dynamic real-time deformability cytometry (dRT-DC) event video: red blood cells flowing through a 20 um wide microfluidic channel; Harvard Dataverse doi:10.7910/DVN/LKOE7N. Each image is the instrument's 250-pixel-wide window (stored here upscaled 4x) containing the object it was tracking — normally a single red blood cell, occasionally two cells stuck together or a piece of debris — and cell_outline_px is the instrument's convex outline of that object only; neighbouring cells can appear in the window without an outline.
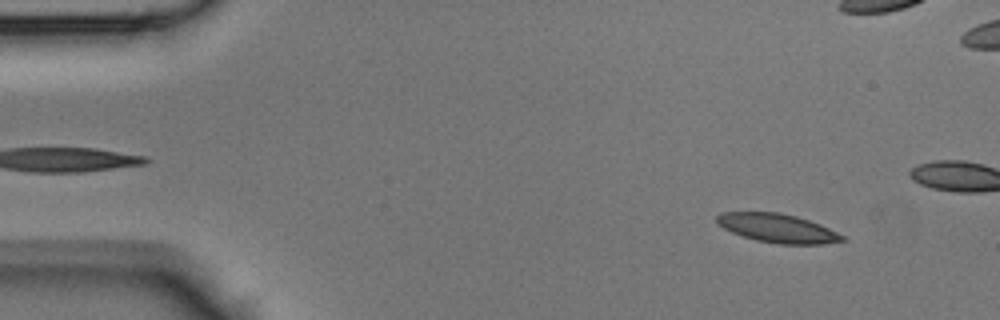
{"species": "Egyptian fruit bat (a non-hibernating species)", "species_latin": "Rousettus aegyptiacus", "temperature_condition": "room temperature", "stored_images_in_passage": 13, "camera_frame_rate_fps": 3000, "um_per_image_px": 0.085, "animal": {"sex": "male"}, "frame": {"image": 1, "passage_image": 4, "time_ms": 1.0, "image_size_px": [1000, 320], "cell_outline_px": [[848, 240], [824, 244], [780, 244], [756, 240], [732, 232], [716, 224], [716, 216], [720, 212], [780, 212], [796, 216], [820, 224], [844, 236]], "centroid_in_image_um": [66.08, 19.39], "position_along_channel_um": 18.9, "area_um2": 21.04}}